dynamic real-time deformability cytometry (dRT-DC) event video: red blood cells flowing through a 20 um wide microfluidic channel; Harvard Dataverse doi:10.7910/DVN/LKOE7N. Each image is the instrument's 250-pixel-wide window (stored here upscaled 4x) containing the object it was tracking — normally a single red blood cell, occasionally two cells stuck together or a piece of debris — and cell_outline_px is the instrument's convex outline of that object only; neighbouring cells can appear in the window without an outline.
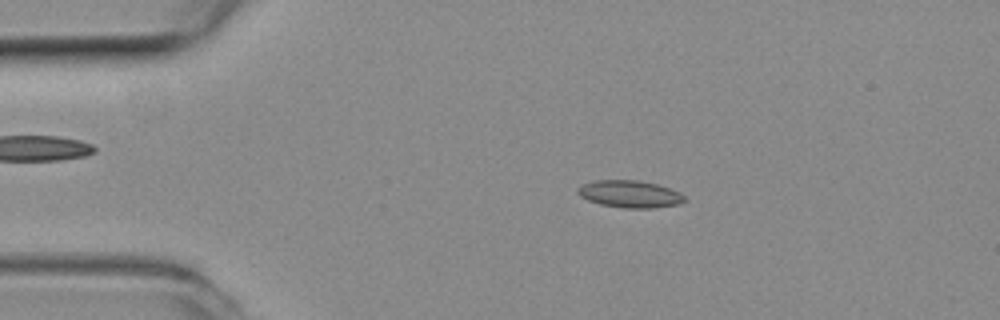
{"species": "common noctule bat (a hibernating species)", "species_latin": "Nyctalus noctula", "temperature_condition": "room temperature", "stored_images_in_passage": 49, "camera_frame_rate_fps": 3000, "um_per_image_px": 0.085, "animal": {"sex": "female", "body_mass_g": 19.3, "forearm_length_mm": 54.1}, "frame": {"image": 1, "passage_image": 9, "time_ms": 2.667, "image_size_px": [1000, 320], "cell_outline_px": [[688, 200], [680, 204], [656, 208], [624, 208], [600, 204], [588, 200], [580, 196], [576, 192], [576, 188], [580, 184], [596, 180], [640, 180], [656, 184], [680, 192]], "centroid_in_image_um": [53.53, 16.49], "position_along_channel_um": 31.5, "area_um2": 17.17}}
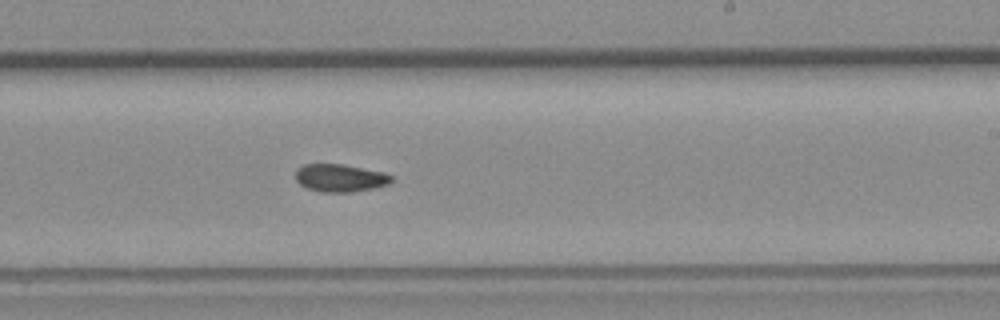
{"frame": {"image": 2, "passage_image": 30, "time_ms": 9.667, "image_size_px": [1000, 320], "cell_outline_px": [[392, 180], [388, 184], [376, 188], [352, 192], [320, 192], [308, 188], [300, 184], [296, 180], [296, 168], [304, 164], [340, 164], [384, 172], [392, 176]], "centroid_in_image_um": [28.9, 15.13], "position_along_channel_um": 260.1, "area_um2": 15.49}}
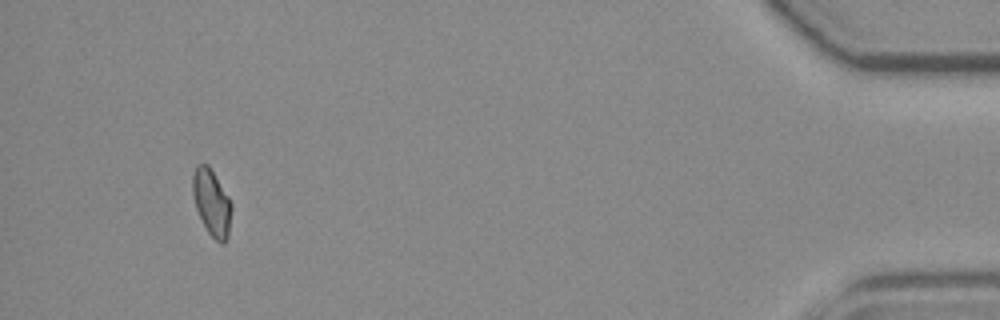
{"frame": {"image": 3, "passage_image": 48, "time_ms": 15.667, "image_size_px": [1000, 320], "cell_outline_px": [[232, 208], [228, 240], [224, 244], [220, 244], [208, 232], [196, 208], [192, 196], [192, 176], [196, 164], [208, 164], [228, 196], [232, 204]], "centroid_in_image_um": [18.0, 17.23], "position_along_channel_um": 417.2, "area_um2": 15.14}}